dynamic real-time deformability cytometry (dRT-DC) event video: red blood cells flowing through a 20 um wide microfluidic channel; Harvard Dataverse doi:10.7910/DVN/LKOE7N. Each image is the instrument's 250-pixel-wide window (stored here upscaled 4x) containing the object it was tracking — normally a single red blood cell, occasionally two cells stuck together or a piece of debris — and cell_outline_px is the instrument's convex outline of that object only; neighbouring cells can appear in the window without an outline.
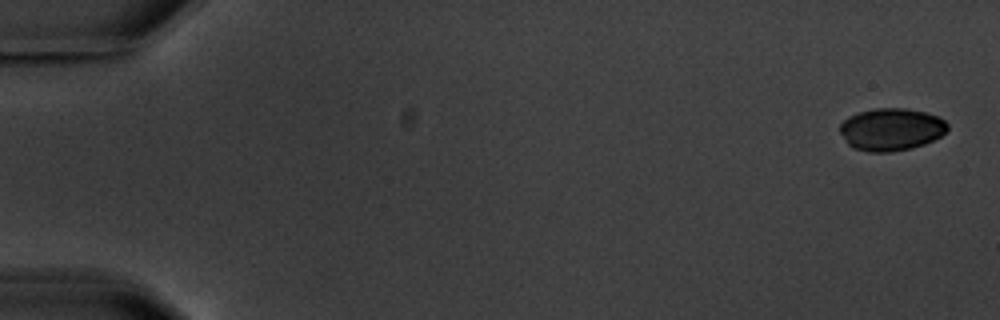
{"species": "common noctule bat (a hibernating species)", "species_latin": "Nyctalus noctula", "temperature_condition": "warm", "stored_images_in_passage": 10, "camera_frame_rate_fps": 3000, "um_per_image_px": 0.085, "animal": {"sex": "male", "body_mass_g": 20.1, "forearm_length_mm": 53.5}, "frame": {"image": 1, "passage_image": 1, "time_ms": 0.0, "image_size_px": [1000, 320], "cell_outline_px": [[948, 128], [940, 136], [924, 144], [912, 148], [892, 152], [868, 152], [852, 148], [848, 144], [840, 132], [840, 124], [848, 116], [856, 112], [872, 108], [904, 108], [924, 112], [940, 116], [948, 124]], "centroid_in_image_um": [75.73, 10.99], "position_along_channel_um": 9.3, "area_um2": 26.82}}
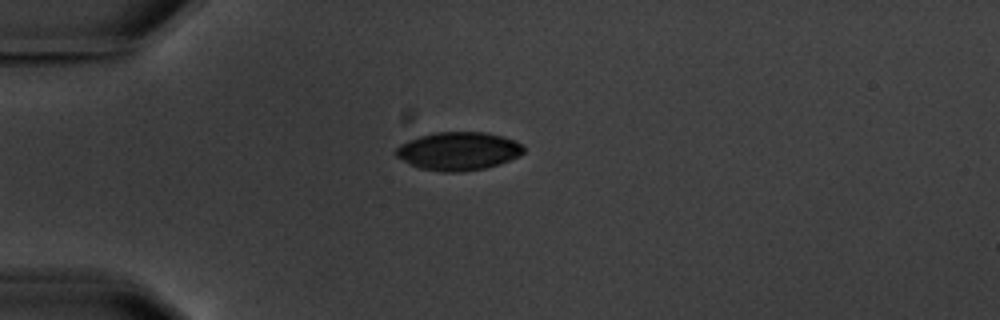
{"frame": {"image": 2, "passage_image": 5, "time_ms": 4.667, "image_size_px": [1000, 320], "cell_outline_px": [[524, 152], [520, 156], [500, 164], [484, 168], [456, 172], [444, 172], [420, 168], [396, 156], [392, 152], [400, 144], [408, 140], [420, 136], [436, 132], [484, 132], [500, 136], [524, 144]], "centroid_in_image_um": [38.97, 12.84], "position_along_channel_um": 46.0, "area_um2": 28.32}}